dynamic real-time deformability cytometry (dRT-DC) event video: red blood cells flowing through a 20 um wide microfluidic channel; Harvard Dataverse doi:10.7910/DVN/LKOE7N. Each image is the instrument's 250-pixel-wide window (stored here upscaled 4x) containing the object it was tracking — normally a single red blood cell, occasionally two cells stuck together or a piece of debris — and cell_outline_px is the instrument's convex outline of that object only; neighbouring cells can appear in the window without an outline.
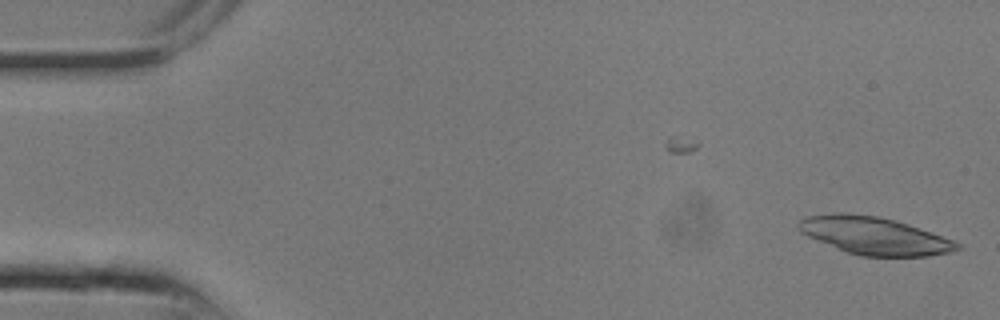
{"species": "common noctule bat (a hibernating species)", "species_latin": "Nyctalus noctula", "temperature_condition": "room temperature", "stored_images_in_passage": 4, "camera_frame_rate_fps": 3000, "um_per_image_px": 0.085, "animal": {"sex": "male", "body_mass_g": 13.3}, "frame": {"image": 1, "passage_image": 4, "time_ms": 1.0, "image_size_px": [1000, 320], "cell_outline_px": [[960, 248], [948, 252], [928, 256], [860, 256], [848, 252], [808, 236], [800, 232], [796, 228], [796, 224], [800, 220], [808, 216], [840, 212], [848, 212], [876, 216], [896, 220], [956, 240], [960, 244]], "centroid_in_image_um": [74.32, 20.02], "position_along_channel_um": 10.7, "area_um2": 34.62}}